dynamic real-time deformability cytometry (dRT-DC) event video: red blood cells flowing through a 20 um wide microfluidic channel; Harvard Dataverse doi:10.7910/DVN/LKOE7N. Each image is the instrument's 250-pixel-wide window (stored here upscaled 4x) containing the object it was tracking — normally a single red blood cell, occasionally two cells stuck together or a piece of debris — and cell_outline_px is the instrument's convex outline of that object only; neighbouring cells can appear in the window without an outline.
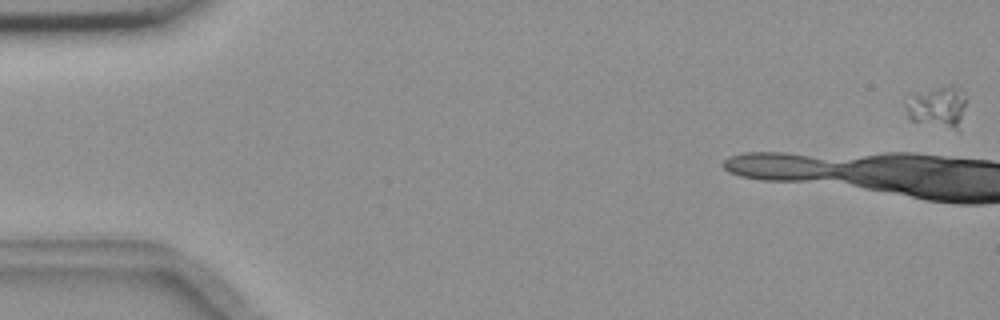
{"species": "common noctule bat (a hibernating species)", "species_latin": "Nyctalus noctula", "temperature_condition": "room temperature", "stored_images_in_passage": 6, "camera_frame_rate_fps": 3000, "um_per_image_px": 0.085, "animal": {"sex": "female", "body_mass_g": 18.4}, "frame": {"image": 1, "passage_image": 1, "time_ms": 0.0, "image_size_px": [1000, 320], "cell_outline_px": [[964, 104], [960, 132], [912, 120], [908, 116], [904, 104], [904, 100], [912, 96], [952, 84], [964, 96]], "centroid_in_image_um": [79.7, 9.16], "position_along_channel_um": 5.3, "area_um2": 14.22}}